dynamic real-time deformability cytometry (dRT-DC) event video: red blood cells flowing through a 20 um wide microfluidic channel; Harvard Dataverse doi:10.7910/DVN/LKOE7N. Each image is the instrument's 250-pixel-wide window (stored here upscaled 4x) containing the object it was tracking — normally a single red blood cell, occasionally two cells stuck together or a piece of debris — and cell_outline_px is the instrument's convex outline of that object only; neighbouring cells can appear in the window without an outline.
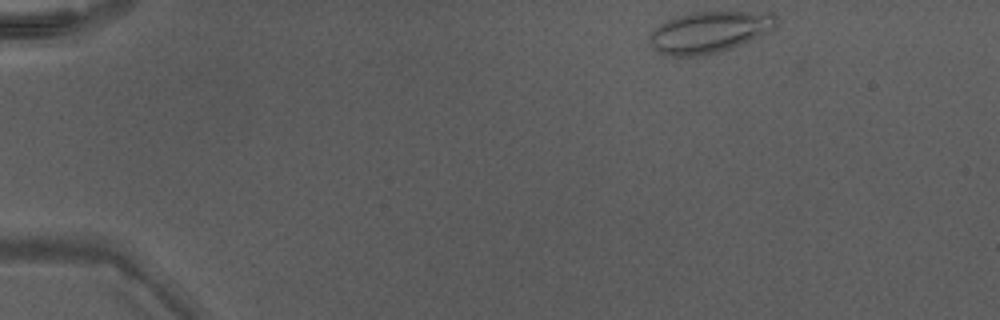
{"species": "Egyptian fruit bat (a non-hibernating species)", "species_latin": "Rousettus aegyptiacus", "temperature_condition": "warm", "stored_images_in_passage": 42, "camera_frame_rate_fps": 3000, "um_per_image_px": 0.085, "animal": {"sex": "male"}, "frame": {"image": 1, "passage_image": 1, "time_ms": 0.0, "image_size_px": [1000, 320], "cell_outline_px": [[776, 28], [760, 36], [732, 48], [720, 52], [696, 56], [664, 56], [656, 52], [652, 48], [648, 40], [648, 36], [660, 24], [676, 16], [696, 12], [772, 12], [776, 16]], "centroid_in_image_um": [60.27, 2.74], "position_along_channel_um": 24.7, "area_um2": 30.75}}
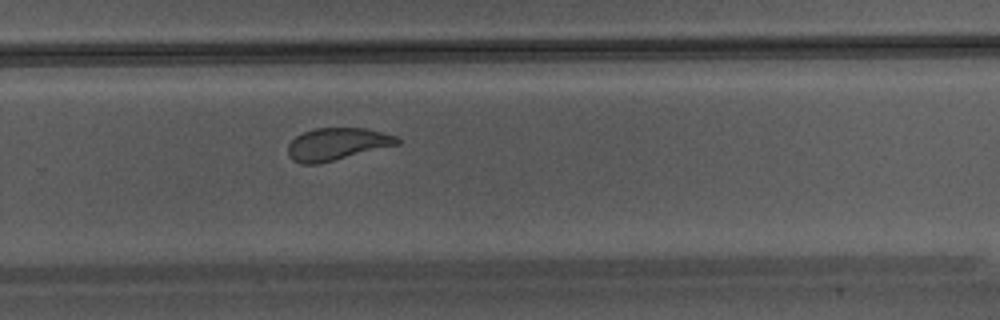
{"frame": {"image": 2, "passage_image": 27, "time_ms": 8.667, "image_size_px": [1000, 320], "cell_outline_px": [[400, 144], [320, 164], [300, 164], [292, 160], [288, 156], [288, 144], [296, 136], [304, 132], [316, 128], [368, 128], [396, 136], [400, 140]], "centroid_in_image_um": [28.64, 12.26], "position_along_channel_um": 301.2, "area_um2": 20.75}}
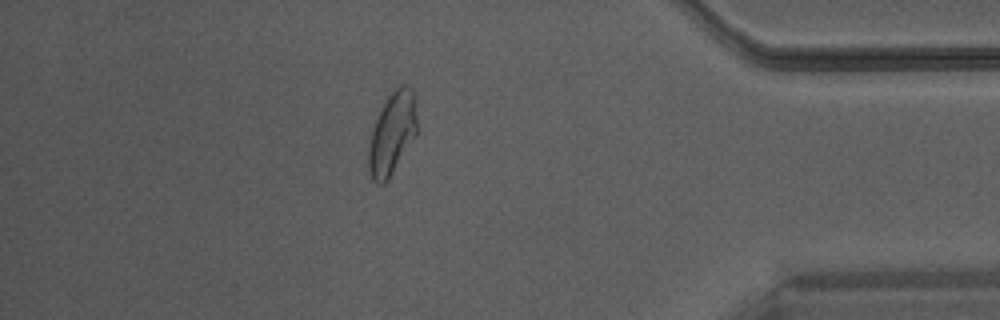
{"frame": {"image": 3, "passage_image": 36, "time_ms": 11.667, "image_size_px": [1000, 320], "cell_outline_px": [[416, 136], [388, 180], [384, 184], [376, 184], [372, 180], [368, 172], [368, 148], [372, 132], [376, 120], [388, 96], [400, 84], [404, 84], [412, 88], [416, 96]], "centroid_in_image_um": [33.34, 11.36], "position_along_channel_um": 401.9, "area_um2": 23.29}}